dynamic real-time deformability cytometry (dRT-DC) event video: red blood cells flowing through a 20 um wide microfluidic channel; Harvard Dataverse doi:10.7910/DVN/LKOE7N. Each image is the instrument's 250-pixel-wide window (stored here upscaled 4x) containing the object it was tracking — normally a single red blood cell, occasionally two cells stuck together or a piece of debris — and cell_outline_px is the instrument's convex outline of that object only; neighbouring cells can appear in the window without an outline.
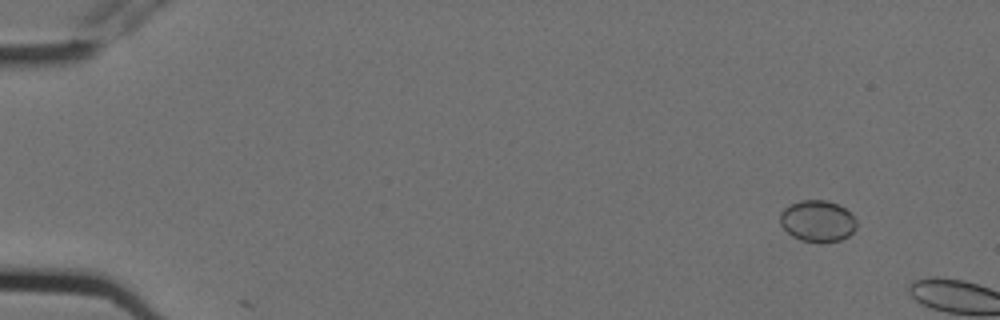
{"species": "Egyptian fruit bat (a non-hibernating species)", "species_latin": "Rousettus aegyptiacus", "temperature_condition": "cold", "stored_images_in_passage": 3, "camera_frame_rate_fps": 3000, "um_per_image_px": 0.085, "animal": {"sex": "female"}, "frame": {"image": 1, "passage_image": 2, "time_ms": 0.333, "image_size_px": [1000, 320], "cell_outline_px": [[856, 228], [848, 236], [840, 240], [824, 244], [820, 244], [800, 240], [792, 236], [780, 224], [780, 212], [788, 204], [800, 200], [828, 200], [844, 208], [856, 220]], "centroid_in_image_um": [69.46, 18.81], "position_along_channel_um": 15.5, "area_um2": 18.73}}